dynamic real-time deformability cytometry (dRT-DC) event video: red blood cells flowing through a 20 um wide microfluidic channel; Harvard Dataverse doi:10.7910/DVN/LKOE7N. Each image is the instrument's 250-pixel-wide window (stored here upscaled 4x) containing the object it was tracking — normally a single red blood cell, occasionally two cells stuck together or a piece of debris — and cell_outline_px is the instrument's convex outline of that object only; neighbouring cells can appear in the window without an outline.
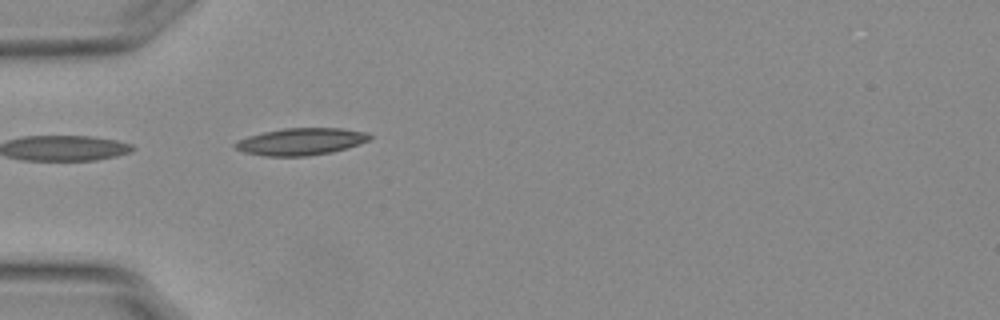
{"species": "Egyptian fruit bat (a non-hibernating species)", "species_latin": "Rousettus aegyptiacus", "temperature_condition": "warm", "stored_images_in_passage": 38, "camera_frame_rate_fps": 3000, "um_per_image_px": 0.085, "animal": {"sex": "female"}, "frame": {"image": 1, "passage_image": 1, "time_ms": 0.0, "image_size_px": [1000, 320], "cell_outline_px": [[372, 136], [368, 140], [332, 152], [308, 156], [264, 156], [244, 152], [236, 148], [232, 144], [236, 140], [248, 136], [264, 132], [284, 128], [340, 128], [364, 132]], "centroid_in_image_um": [25.5, 12.03], "position_along_channel_um": 59.5, "area_um2": 20.98}}
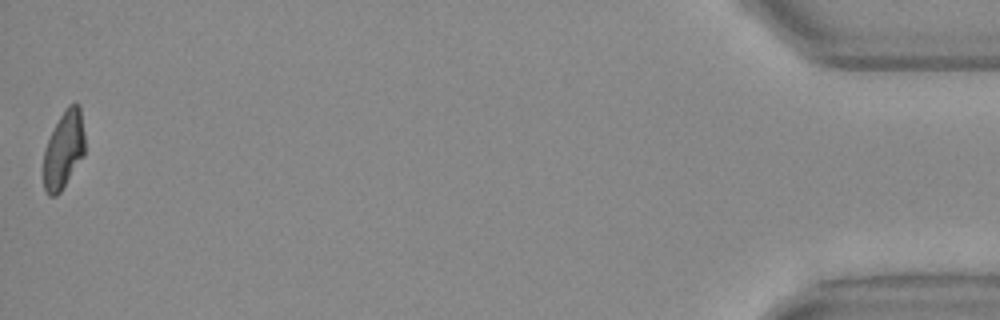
{"frame": {"image": 2, "passage_image": 38, "time_ms": 12.333, "image_size_px": [1000, 320], "cell_outline_px": [[84, 156], [60, 192], [56, 196], [48, 196], [44, 188], [44, 152], [48, 140], [60, 116], [68, 104], [76, 100], [80, 104], [84, 132]], "centroid_in_image_um": [5.44, 12.7], "position_along_channel_um": 429.8, "area_um2": 18.73}, "authors_computed_cell_mechanics": {"area_um2": 19.5364, "velocity_mm_per_s": 3.7878, "shape_relaxation_time_tau1_ms": 10.8062, "shape_relaxation_time_tau2_ms": 1.764, "deformation_change_tau1": 0.2911, "deformation_change_tau2": 0.0901}}